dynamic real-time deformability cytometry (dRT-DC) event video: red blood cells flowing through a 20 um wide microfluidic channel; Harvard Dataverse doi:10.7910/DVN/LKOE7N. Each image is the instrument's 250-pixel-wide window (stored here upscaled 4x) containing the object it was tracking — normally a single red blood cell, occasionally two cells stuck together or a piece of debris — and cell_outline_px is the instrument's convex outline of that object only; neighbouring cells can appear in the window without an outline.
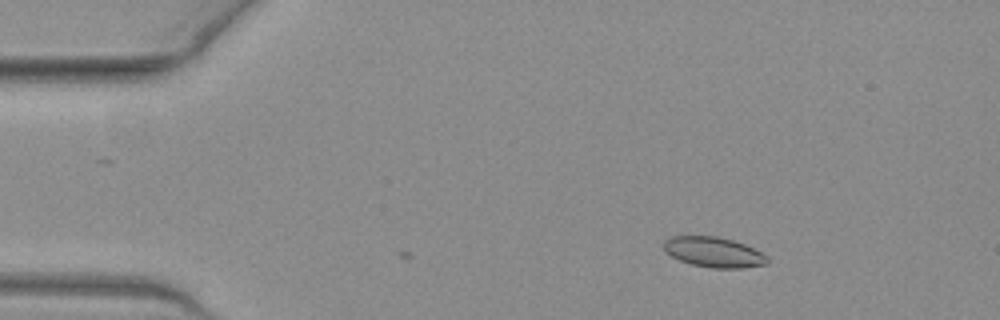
{"species": "common noctule bat (a hibernating species)", "species_latin": "Nyctalus noctula", "temperature_condition": "warm", "stored_images_in_passage": 7, "camera_frame_rate_fps": 3000, "um_per_image_px": 0.085, "animal": {"sex": "female", "body_mass_g": 19.3, "forearm_length_mm": 54.1}, "frame": {"image": 1, "passage_image": 7, "time_ms": 2.0, "image_size_px": [1000, 320], "cell_outline_px": [[768, 264], [744, 268], [712, 268], [692, 264], [680, 260], [664, 252], [664, 240], [672, 236], [716, 236], [732, 240], [744, 244], [768, 256]], "centroid_in_image_um": [60.66, 21.43], "position_along_channel_um": 24.3, "area_um2": 18.21}}